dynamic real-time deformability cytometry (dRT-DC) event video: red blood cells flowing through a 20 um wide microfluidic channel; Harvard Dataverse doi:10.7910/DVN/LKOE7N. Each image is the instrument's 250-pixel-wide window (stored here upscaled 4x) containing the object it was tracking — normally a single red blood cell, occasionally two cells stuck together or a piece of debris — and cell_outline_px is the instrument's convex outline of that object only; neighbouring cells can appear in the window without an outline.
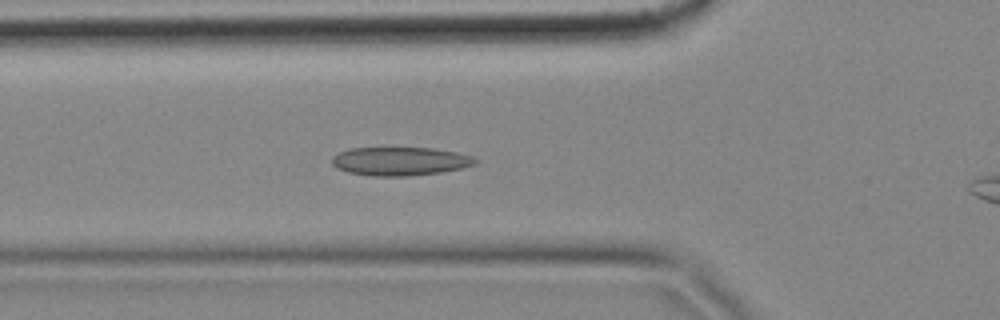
{"species": "common noctule bat (a hibernating species)", "species_latin": "Nyctalus noctula", "temperature_condition": "cold", "stored_images_in_passage": 47, "camera_frame_rate_fps": 3000, "um_per_image_px": 0.085, "animal": {"sex": "female", "body_mass_g": 18.4}, "frame": {"image": 1, "passage_image": 14, "time_ms": 4.333, "image_size_px": [1000, 320], "cell_outline_px": [[480, 160], [476, 164], [460, 168], [440, 172], [408, 176], [372, 176], [348, 172], [336, 168], [332, 164], [332, 156], [340, 152], [352, 148], [432, 148], [456, 152], [472, 156]], "centroid_in_image_um": [34.01, 13.71], "position_along_channel_um": 91.8, "area_um2": 23.76}}
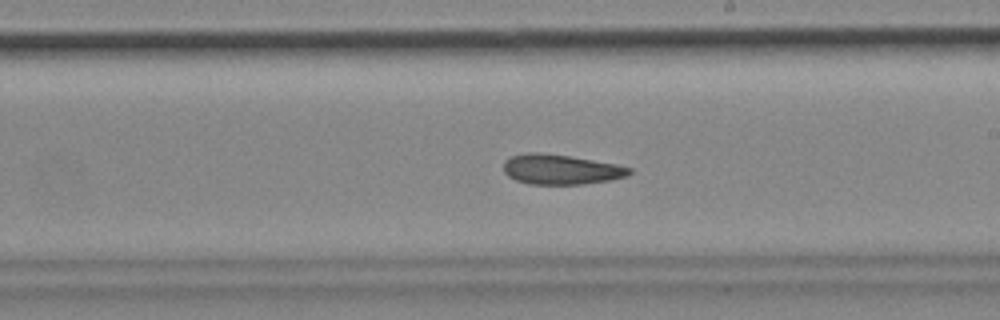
{"frame": {"image": 2, "passage_image": 27, "time_ms": 8.667, "image_size_px": [1000, 320], "cell_outline_px": [[632, 172], [628, 176], [608, 180], [584, 184], [532, 184], [516, 180], [508, 176], [504, 172], [504, 160], [512, 156], [524, 152], [536, 152], [568, 156], [616, 164], [632, 168]], "centroid_in_image_um": [47.66, 14.4], "position_along_channel_um": 241.3, "area_um2": 21.85}}
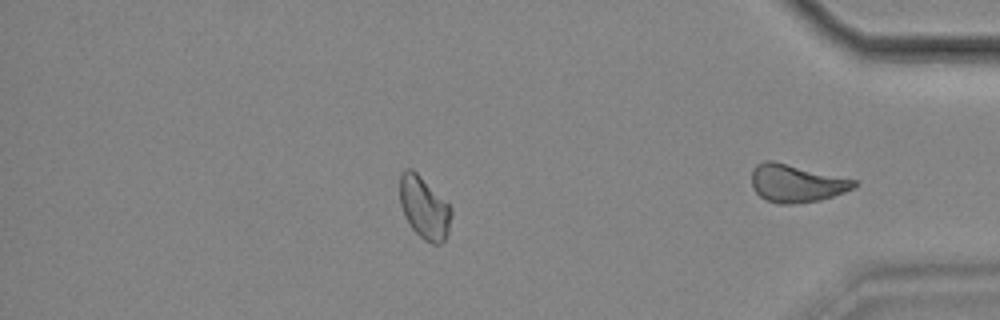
{"frame": {"image": 3, "passage_image": 38, "time_ms": 12.333, "image_size_px": [1000, 320], "cell_outline_px": [[452, 212], [448, 232], [444, 240], [440, 244], [432, 244], [424, 240], [412, 228], [404, 216], [400, 204], [400, 172], [404, 168], [412, 168], [452, 208]], "centroid_in_image_um": [36.04, 17.65], "position_along_channel_um": 399.2, "area_um2": 18.55}, "authors_computed_cell_mechanics": {"area_um2": 22.4264, "velocity_mm_per_s": 3.4568, "shape_relaxation_time_tau1_ms": null, "shape_relaxation_time_tau2_ms": 5.5052, "deformation_change_tau1": null, "deformation_change_tau2": 0.1056}}